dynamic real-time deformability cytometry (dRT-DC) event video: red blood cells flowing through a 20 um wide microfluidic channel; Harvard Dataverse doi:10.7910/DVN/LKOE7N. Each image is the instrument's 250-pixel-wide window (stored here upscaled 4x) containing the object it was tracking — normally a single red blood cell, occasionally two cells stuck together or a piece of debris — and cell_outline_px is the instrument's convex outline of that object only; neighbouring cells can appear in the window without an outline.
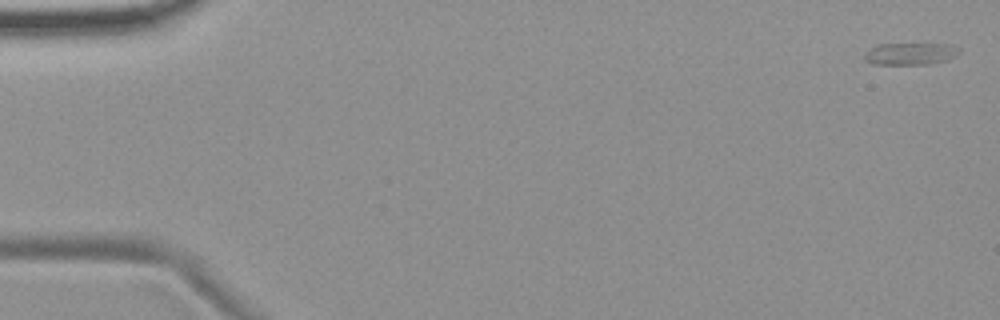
{"species": "common noctule bat (a hibernating species)", "species_latin": "Nyctalus noctula", "temperature_condition": "room temperature", "stored_images_in_passage": 5, "camera_frame_rate_fps": 3000, "um_per_image_px": 0.085, "animal": {"sex": "female", "body_mass_g": 19.9}, "frame": {"image": 1, "passage_image": 1, "time_ms": 0.0, "image_size_px": [1000, 320], "cell_outline_px": [[960, 52], [944, 60], [928, 64], [872, 64], [864, 60], [864, 56], [872, 48], [880, 44], [948, 44], [960, 48]], "centroid_in_image_um": [77.36, 4.57], "position_along_channel_um": 7.6, "area_um2": 11.85}}
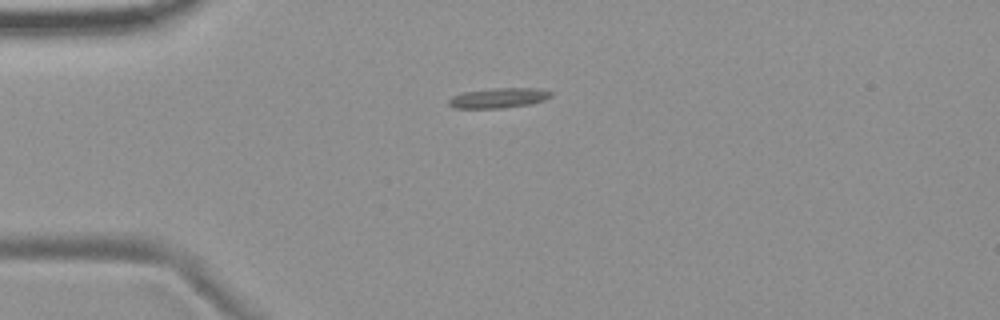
{"frame": {"image": 2, "passage_image": 4, "time_ms": 4.333, "image_size_px": [1000, 320], "cell_outline_px": [[552, 96], [544, 100], [532, 104], [504, 108], [456, 108], [448, 104], [448, 100], [452, 96], [464, 92], [496, 88], [536, 88], [552, 92]], "centroid_in_image_um": [42.4, 8.33], "position_along_channel_um": 42.6, "area_um2": 11.91}}